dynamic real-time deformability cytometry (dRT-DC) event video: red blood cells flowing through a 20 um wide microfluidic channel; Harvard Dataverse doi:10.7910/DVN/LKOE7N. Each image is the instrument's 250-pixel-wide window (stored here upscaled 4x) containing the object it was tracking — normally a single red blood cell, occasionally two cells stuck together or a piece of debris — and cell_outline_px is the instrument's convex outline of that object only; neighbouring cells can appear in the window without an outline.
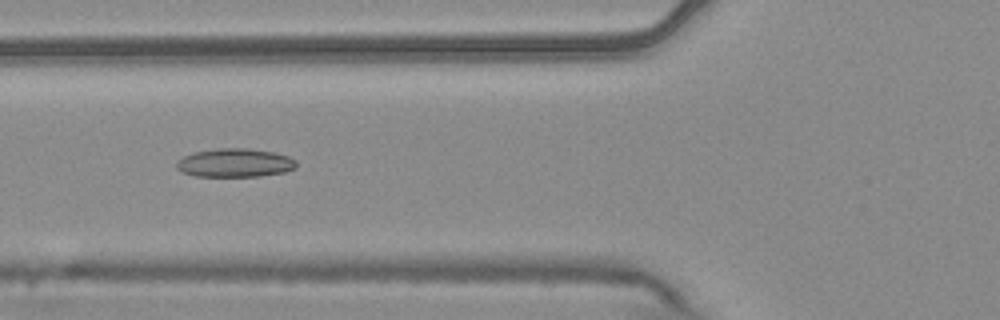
{"species": "common noctule bat (a hibernating species)", "species_latin": "Nyctalus noctula", "temperature_condition": "warm", "stored_images_in_passage": 8, "camera_frame_rate_fps": 3000, "um_per_image_px": 0.085, "animal": {"sex": "male", "body_mass_g": 20.4}, "frame": {"image": 1, "passage_image": 6, "time_ms": 1.667, "image_size_px": [1000, 320], "cell_outline_px": [[296, 168], [284, 172], [260, 176], [196, 176], [184, 172], [176, 168], [176, 164], [184, 156], [192, 152], [216, 148], [248, 148], [272, 152], [288, 156], [296, 160]], "centroid_in_image_um": [19.98, 13.83], "position_along_channel_um": 105.8, "area_um2": 19.88}}
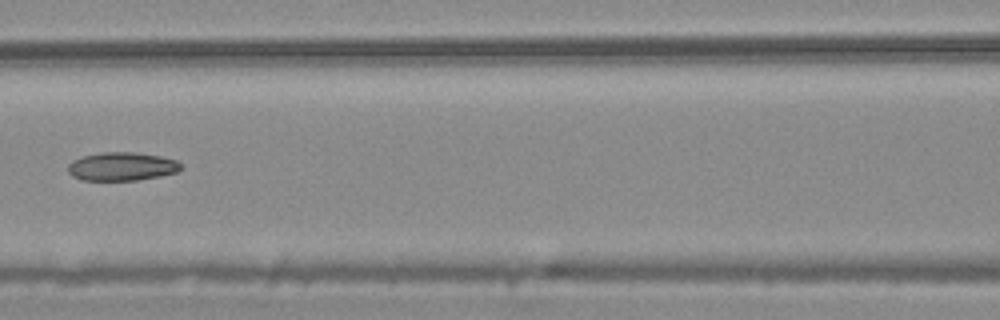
{"frame": {"image": 2, "passage_image": 7, "time_ms": 2.0, "image_size_px": [1000, 320], "cell_outline_px": [[180, 168], [176, 172], [160, 176], [136, 180], [84, 180], [72, 176], [68, 172], [68, 164], [72, 160], [80, 156], [104, 152], [136, 152], [160, 156], [176, 160], [180, 164]], "centroid_in_image_um": [10.31, 14.14], "position_along_channel_um": 156.3, "area_um2": 18.67}}
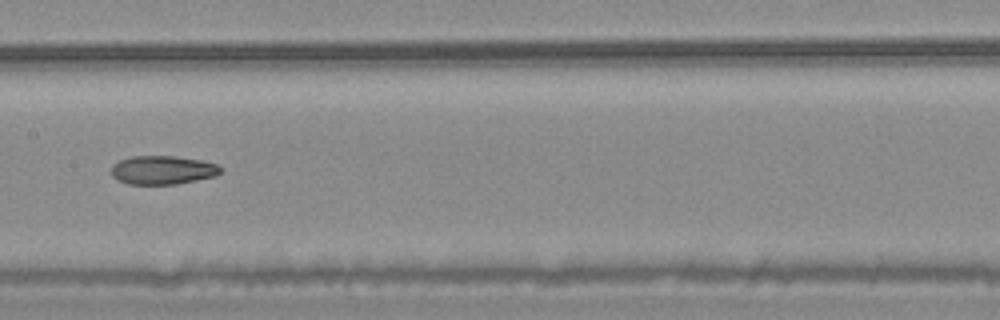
{"frame": {"image": 3, "passage_image": 8, "time_ms": 2.333, "image_size_px": [1000, 320], "cell_outline_px": [[220, 172], [216, 176], [176, 184], [128, 184], [116, 180], [112, 176], [112, 164], [120, 160], [132, 156], [176, 156], [200, 160], [216, 164], [220, 168]], "centroid_in_image_um": [13.79, 14.45], "position_along_channel_um": 193.6, "area_um2": 18.21}}